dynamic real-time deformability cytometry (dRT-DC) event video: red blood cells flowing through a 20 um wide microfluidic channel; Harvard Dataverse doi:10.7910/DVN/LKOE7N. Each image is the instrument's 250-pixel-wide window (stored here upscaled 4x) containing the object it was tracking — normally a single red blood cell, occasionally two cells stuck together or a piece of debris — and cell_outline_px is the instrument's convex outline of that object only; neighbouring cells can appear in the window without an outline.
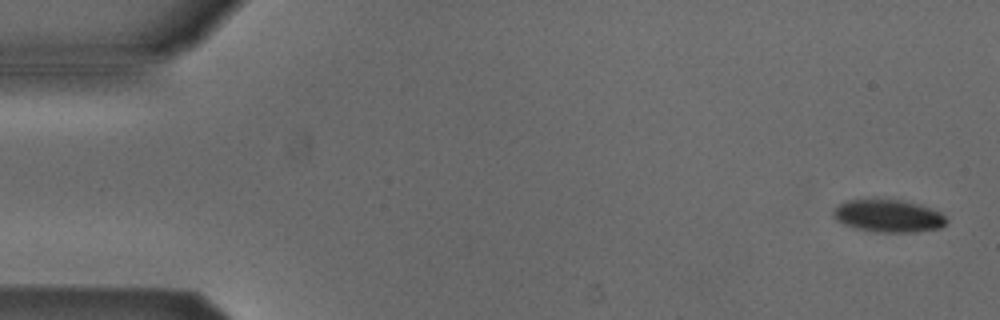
{"species": "Egyptian fruit bat (a non-hibernating species)", "species_latin": "Rousettus aegyptiacus", "temperature_condition": "cold", "stored_images_in_passage": 5, "segment_of_instrument_passage": [1, 2], "camera_frame_rate_fps": 3000, "um_per_image_px": 0.085, "animal": {"sex": "male"}, "frame": {"image": 1, "passage_image": 1, "time_ms": 0.0, "image_size_px": [1000, 320], "cell_outline_px": [[948, 220], [940, 228], [916, 232], [872, 232], [856, 228], [844, 224], [836, 220], [832, 216], [832, 208], [848, 200], [900, 200], [920, 204], [932, 208], [940, 212]], "centroid_in_image_um": [75.5, 18.36], "position_along_channel_um": 9.5, "area_um2": 21.5}}
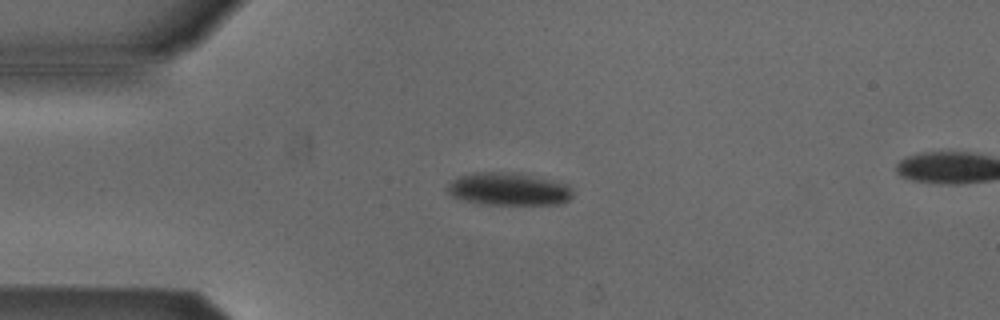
{"frame": {"image": 2, "passage_image": 4, "time_ms": 1.0, "image_size_px": [1000, 320], "cell_outline_px": [[572, 196], [568, 200], [560, 204], [480, 204], [460, 200], [452, 196], [448, 192], [448, 184], [452, 180], [460, 176], [476, 172], [496, 172], [528, 176], [568, 184], [572, 188]], "centroid_in_image_um": [43.19, 16.1], "position_along_channel_um": 41.8, "area_um2": 23.41}}